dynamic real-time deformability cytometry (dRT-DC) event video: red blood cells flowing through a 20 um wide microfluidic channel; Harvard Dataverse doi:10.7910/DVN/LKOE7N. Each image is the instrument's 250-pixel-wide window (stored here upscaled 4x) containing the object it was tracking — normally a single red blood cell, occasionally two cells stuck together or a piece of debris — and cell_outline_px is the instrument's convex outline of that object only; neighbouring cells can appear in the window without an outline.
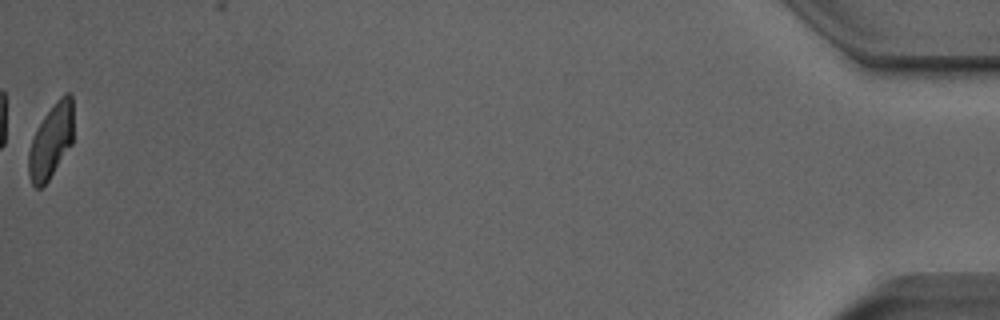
{"species": "Egyptian fruit bat (a non-hibernating species)", "species_latin": "Rousettus aegyptiacus", "temperature_condition": "room temperature", "stored_images_in_passage": 38, "camera_frame_rate_fps": 3000, "um_per_image_px": 0.085, "animal": {"sex": "male"}, "frame": {"image": 1, "passage_image": 38, "time_ms": 12.333, "image_size_px": [1000, 320], "cell_outline_px": [[72, 144], [48, 180], [40, 188], [36, 188], [32, 184], [28, 176], [28, 152], [36, 128], [44, 116], [56, 100], [64, 92], [68, 92], [72, 96]], "centroid_in_image_um": [4.32, 11.98], "position_along_channel_um": 430.9, "area_um2": 19.31}, "authors_computed_cell_mechanics": {"area_um2": 20.8369, "velocity_mm_per_s": 3.8672, "shape_relaxation_time_tau1_ms": 5.5117, "shape_relaxation_time_tau2_ms": 2.2783, "deformation_change_tau1": 0.1771, "deformation_change_tau2": 0.1017}}